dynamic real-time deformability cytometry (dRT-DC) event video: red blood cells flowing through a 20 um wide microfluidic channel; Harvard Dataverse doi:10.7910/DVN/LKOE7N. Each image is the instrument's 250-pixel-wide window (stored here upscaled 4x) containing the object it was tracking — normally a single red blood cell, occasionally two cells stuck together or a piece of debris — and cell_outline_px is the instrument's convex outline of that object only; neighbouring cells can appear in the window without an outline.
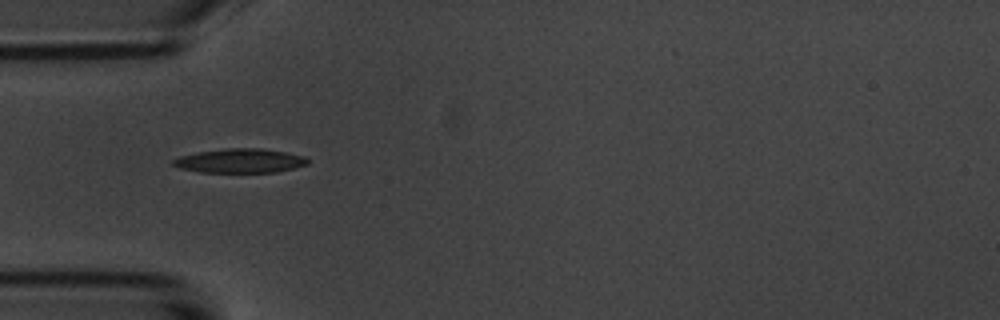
{"species": "common noctule bat (a hibernating species)", "species_latin": "Nyctalus noctula", "temperature_condition": "room temperature", "stored_images_in_passage": 5, "camera_frame_rate_fps": 3000, "um_per_image_px": 0.085, "animal": {"sex": "male", "body_mass_g": 20.1, "forearm_length_mm": 53.5}, "frame": {"image": 1, "passage_image": 3, "time_ms": 2.333, "image_size_px": [1000, 320], "cell_outline_px": [[308, 164], [276, 172], [200, 172], [180, 168], [172, 164], [172, 160], [180, 156], [196, 152], [224, 148], [260, 148], [284, 152], [304, 156], [308, 160]], "centroid_in_image_um": [20.37, 13.66], "position_along_channel_um": 64.6, "area_um2": 18.84}}
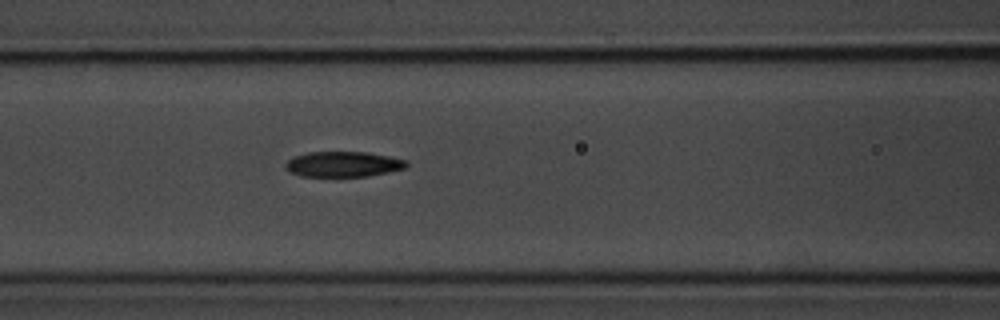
{"frame": {"image": 2, "passage_image": 5, "time_ms": 4.333, "image_size_px": [1000, 320], "cell_outline_px": [[408, 164], [404, 168], [388, 172], [368, 176], [300, 176], [288, 172], [284, 168], [284, 164], [292, 156], [308, 152], [368, 152], [408, 160]], "centroid_in_image_um": [29.12, 13.95], "position_along_channel_um": 137.5, "area_um2": 18.03}}